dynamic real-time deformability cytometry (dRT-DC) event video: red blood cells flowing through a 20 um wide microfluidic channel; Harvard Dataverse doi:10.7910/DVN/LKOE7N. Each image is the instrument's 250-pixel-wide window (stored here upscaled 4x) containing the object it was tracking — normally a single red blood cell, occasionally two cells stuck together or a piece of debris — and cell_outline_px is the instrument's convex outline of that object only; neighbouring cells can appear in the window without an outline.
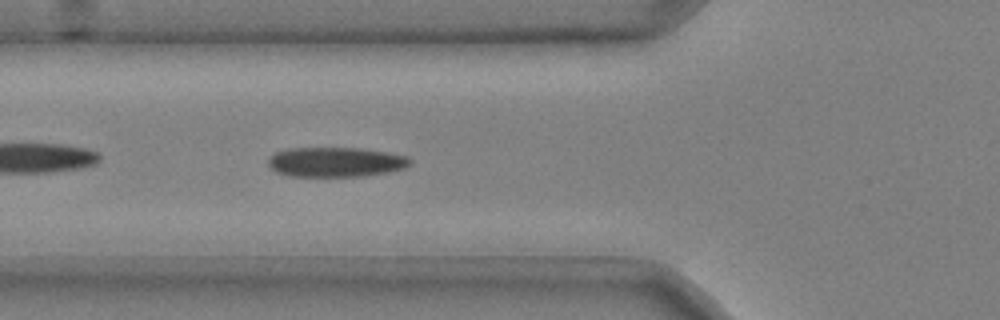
{"species": "common noctule bat (a hibernating species)", "species_latin": "Nyctalus noctula", "temperature_condition": "cold", "stored_images_in_passage": 38, "camera_frame_rate_fps": 3000, "um_per_image_px": 0.085, "animal": {"sex": "male", "body_mass_g": 20.4}, "frame": {"image": 1, "passage_image": 5, "time_ms": 1.333, "image_size_px": [1000, 320], "cell_outline_px": [[412, 164], [404, 168], [388, 172], [360, 176], [288, 176], [276, 172], [268, 164], [268, 160], [276, 152], [288, 148], [360, 148], [388, 152], [408, 156], [412, 160]], "centroid_in_image_um": [28.56, 13.77], "position_along_channel_um": 97.2, "area_um2": 24.62}}
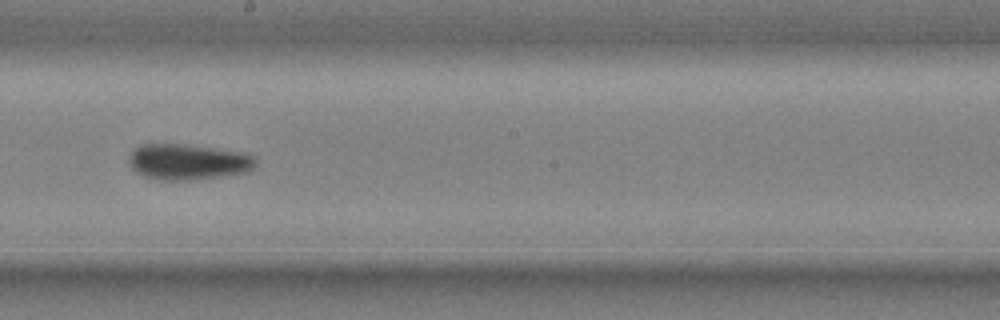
{"frame": {"image": 2, "passage_image": 16, "time_ms": 5.0, "image_size_px": [1000, 320], "cell_outline_px": [[256, 164], [252, 172], [192, 180], [160, 180], [144, 176], [136, 172], [132, 168], [128, 160], [128, 156], [140, 144], [184, 144], [248, 152], [256, 156]], "centroid_in_image_um": [16.05, 13.75], "position_along_channel_um": 232.1, "area_um2": 26.93}}
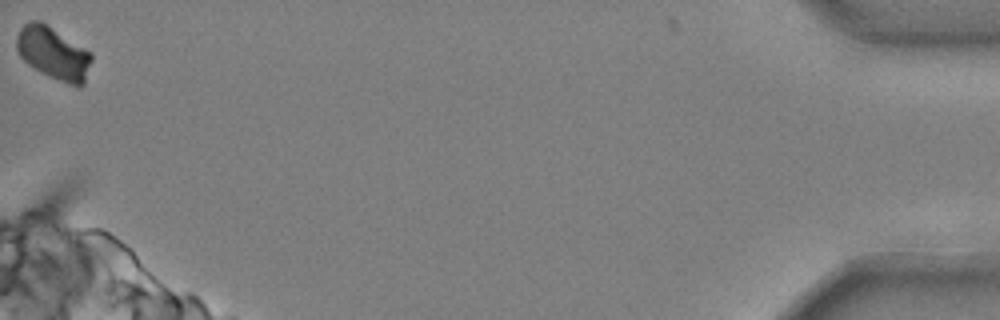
{"frame": {"image": 3, "passage_image": 38, "time_ms": 12.333, "image_size_px": [1000, 320], "cell_outline_px": [[92, 60], [84, 84], [80, 88], [68, 84], [48, 76], [28, 64], [20, 56], [16, 48], [16, 36], [20, 28], [24, 24], [32, 20], [40, 20], [92, 52]], "centroid_in_image_um": [4.55, 4.52], "position_along_channel_um": 430.7, "area_um2": 23.12}, "authors_computed_cell_mechanics": {"area_um2": 25.2008, "velocity_mm_per_s": 3.6804, "shape_relaxation_time_tau1_ms": 4.996, "shape_relaxation_time_tau2_ms": 11.2112, "deformation_change_tau1": 0.1565, "deformation_change_tau2": 0.1702}}